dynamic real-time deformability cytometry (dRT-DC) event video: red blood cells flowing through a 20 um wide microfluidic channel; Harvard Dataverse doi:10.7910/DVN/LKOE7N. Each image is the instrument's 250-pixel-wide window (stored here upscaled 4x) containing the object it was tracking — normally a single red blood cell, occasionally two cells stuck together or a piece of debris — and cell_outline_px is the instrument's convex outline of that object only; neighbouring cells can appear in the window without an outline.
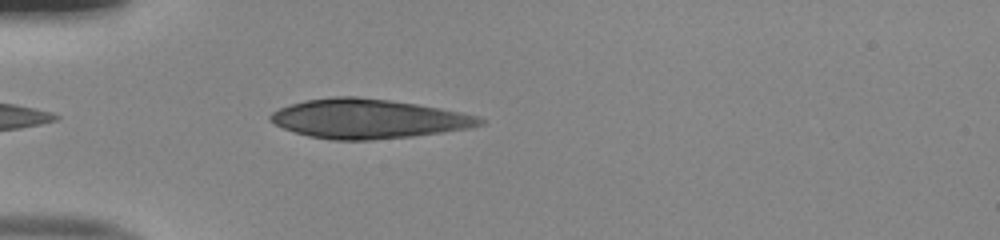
{"species": "human", "species_latin": "Homo sapiens", "temperature_condition": "room temperature", "stored_images_in_passage": 35, "camera_frame_rate_fps": 3000, "um_per_image_px": 0.085, "donor": {"sex": "male"}, "frame": {"image": 1, "passage_image": 2, "time_ms": 0.333, "image_size_px": [1000, 240], "cell_outline_px": [[484, 124], [472, 128], [412, 136], [372, 140], [332, 140], [308, 136], [284, 128], [268, 120], [268, 116], [272, 112], [288, 104], [304, 100], [332, 96], [356, 96], [388, 100], [416, 104], [440, 108], [480, 116], [484, 120]], "centroid_in_image_um": [31.29, 10.09], "position_along_channel_um": 53.7, "area_um2": 48.15}}
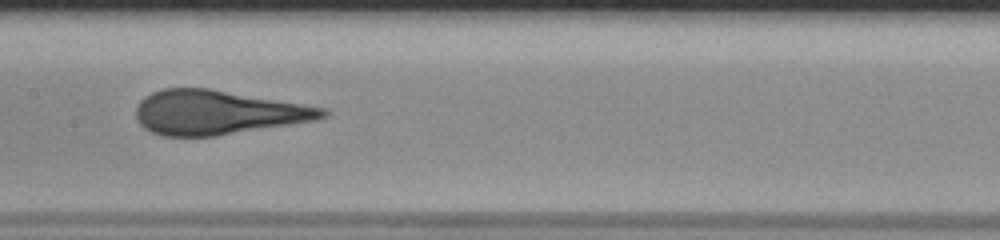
{"frame": {"image": 2, "passage_image": 13, "time_ms": 4.0, "image_size_px": [1000, 240], "cell_outline_px": [[332, 112], [328, 116], [316, 120], [216, 136], [160, 136], [144, 128], [140, 124], [136, 116], [136, 108], [140, 100], [144, 96], [152, 92], [164, 88], [208, 88], [328, 108]], "centroid_in_image_um": [18.51, 9.56], "position_along_channel_um": 188.9, "area_um2": 48.21}}
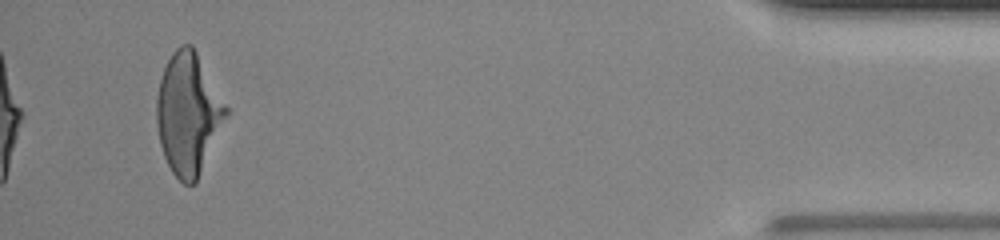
{"frame": {"image": 3, "passage_image": 35, "time_ms": 11.333, "image_size_px": [1000, 240], "cell_outline_px": [[232, 112], [196, 184], [184, 184], [172, 172], [164, 156], [160, 144], [156, 124], [156, 100], [160, 80], [164, 68], [172, 52], [180, 44], [192, 44]], "centroid_in_image_um": [16.06, 9.68], "position_along_channel_um": 419.1, "area_um2": 50.23}, "authors_computed_cell_mechanics": {"area_um2": 48.841, "velocity_mm_per_s": 4.0257, "shape_relaxation_time_tau1_ms": 5.1973, "shape_relaxation_time_tau2_ms": null, "deformation_change_tau1": 0.2204, "deformation_change_tau2": null}}